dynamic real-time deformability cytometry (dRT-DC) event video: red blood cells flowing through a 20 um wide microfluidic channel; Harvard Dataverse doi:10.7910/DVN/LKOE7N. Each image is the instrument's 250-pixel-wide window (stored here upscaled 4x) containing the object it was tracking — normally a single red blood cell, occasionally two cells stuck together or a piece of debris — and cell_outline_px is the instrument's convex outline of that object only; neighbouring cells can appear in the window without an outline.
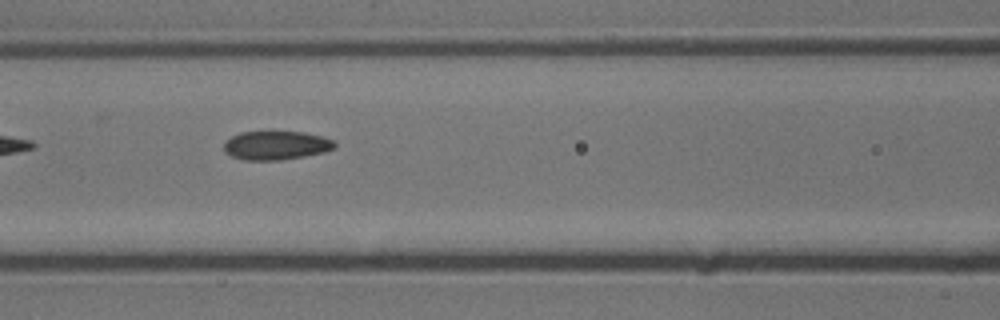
{"species": "common noctule bat (a hibernating species)", "species_latin": "Nyctalus noctula", "temperature_condition": "cold", "stored_images_in_passage": 9, "camera_frame_rate_fps": 3000, "um_per_image_px": 0.085, "animal": {"sex": "male", "body_mass_g": 13.3}, "frame": {"image": 1, "passage_image": 6, "time_ms": 1.667, "image_size_px": [1000, 320], "cell_outline_px": [[336, 148], [324, 152], [304, 156], [280, 160], [244, 160], [232, 156], [224, 152], [224, 144], [232, 136], [240, 132], [304, 132], [324, 136], [332, 140], [336, 144]], "centroid_in_image_um": [23.49, 12.36], "position_along_channel_um": 143.1, "area_um2": 18.55}}
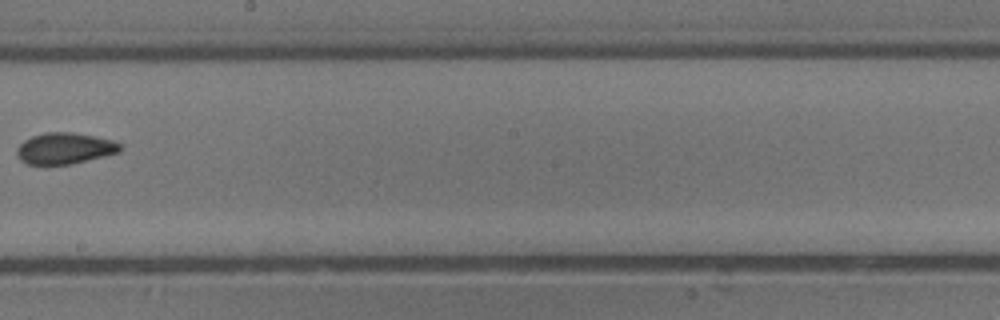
{"frame": {"image": 2, "passage_image": 8, "time_ms": 2.333, "image_size_px": [1000, 320], "cell_outline_px": [[124, 148], [120, 152], [72, 164], [28, 164], [20, 160], [16, 152], [16, 148], [24, 140], [32, 136], [44, 132], [72, 132], [112, 140], [124, 144]], "centroid_in_image_um": [5.53, 12.61], "position_along_channel_um": 242.7, "area_um2": 18.9}}
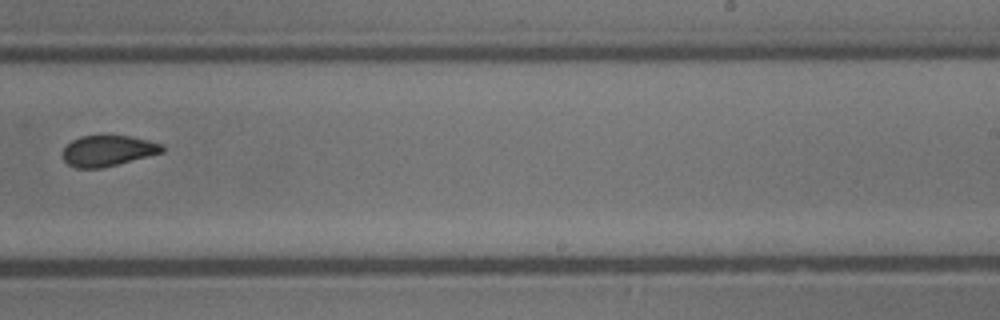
{"frame": {"image": 3, "passage_image": 9, "time_ms": 2.667, "image_size_px": [1000, 320], "cell_outline_px": [[164, 152], [100, 168], [76, 168], [68, 164], [64, 160], [64, 148], [72, 140], [80, 136], [100, 132], [128, 136], [148, 140], [164, 144]], "centroid_in_image_um": [9.17, 12.76], "position_along_channel_um": 279.8, "area_um2": 18.26}}